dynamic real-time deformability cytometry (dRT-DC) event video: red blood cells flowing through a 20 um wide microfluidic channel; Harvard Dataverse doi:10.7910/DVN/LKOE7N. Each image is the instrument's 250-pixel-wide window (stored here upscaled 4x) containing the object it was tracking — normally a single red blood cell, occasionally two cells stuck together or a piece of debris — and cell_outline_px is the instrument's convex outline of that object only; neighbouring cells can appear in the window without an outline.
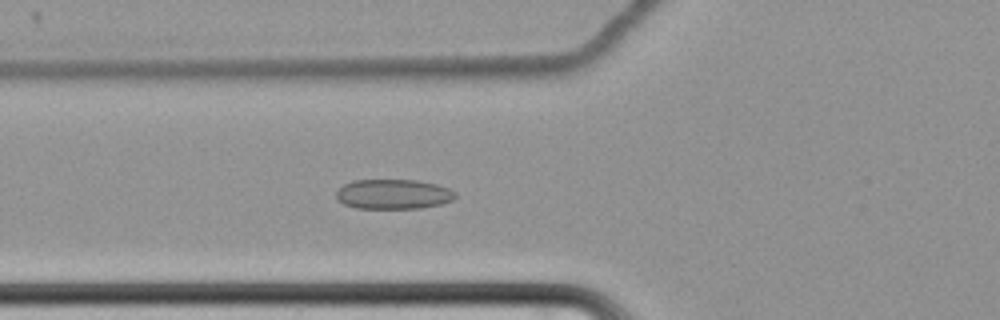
{"species": "common noctule bat (a hibernating species)", "species_latin": "Nyctalus noctula", "temperature_condition": "cold", "stored_images_in_passage": 65, "camera_frame_rate_fps": 3000, "um_per_image_px": 0.085, "animal": {"sex": "female", "body_mass_g": 22.7, "forearm_length_mm": 54.2}, "frame": {"image": 1, "passage_image": 27, "time_ms": 8.667, "image_size_px": [1000, 320], "cell_outline_px": [[456, 196], [452, 200], [440, 204], [420, 208], [356, 208], [344, 204], [336, 200], [336, 192], [344, 184], [352, 180], [416, 180], [436, 184], [448, 188], [456, 192]], "centroid_in_image_um": [33.41, 16.5], "position_along_channel_um": 92.4, "area_um2": 20.69}}
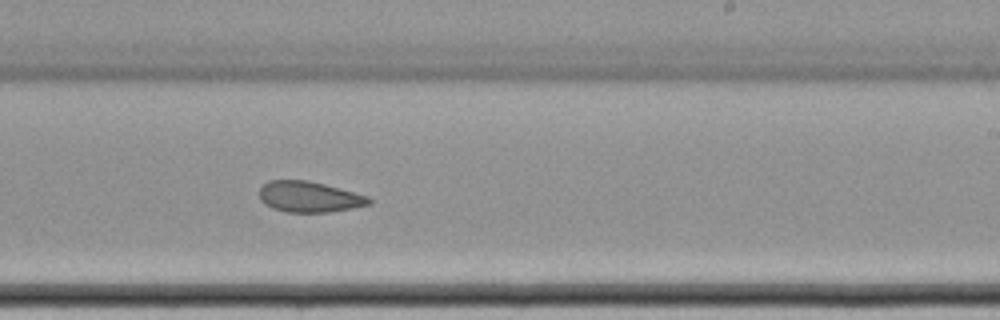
{"frame": {"image": 2, "passage_image": 42, "time_ms": 13.667, "image_size_px": [1000, 320], "cell_outline_px": [[372, 204], [352, 208], [328, 212], [288, 212], [272, 208], [264, 204], [260, 200], [260, 188], [268, 180], [308, 180], [324, 184], [368, 196], [372, 200]], "centroid_in_image_um": [26.28, 16.73], "position_along_channel_um": 262.7, "area_um2": 19.65}}
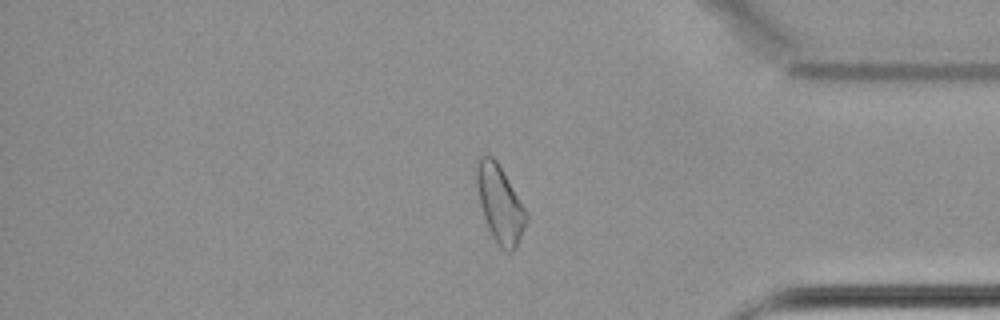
{"frame": {"image": 3, "passage_image": 55, "time_ms": 18.0, "image_size_px": [1000, 320], "cell_outline_px": [[528, 220], [512, 252], [508, 252], [500, 248], [496, 244], [488, 228], [480, 204], [476, 184], [476, 160], [480, 156], [492, 156], [496, 160], [528, 212]], "centroid_in_image_um": [42.48, 17.33], "position_along_channel_um": 392.7, "area_um2": 22.2}, "authors_computed_cell_mechanics": {"area_um2": 22.542, "velocity_mm_per_s": 3.4122, "shape_relaxation_time_tau1_ms": null, "shape_relaxation_time_tau2_ms": 1.943, "deformation_change_tau1": null, "deformation_change_tau2": 0.0783}}